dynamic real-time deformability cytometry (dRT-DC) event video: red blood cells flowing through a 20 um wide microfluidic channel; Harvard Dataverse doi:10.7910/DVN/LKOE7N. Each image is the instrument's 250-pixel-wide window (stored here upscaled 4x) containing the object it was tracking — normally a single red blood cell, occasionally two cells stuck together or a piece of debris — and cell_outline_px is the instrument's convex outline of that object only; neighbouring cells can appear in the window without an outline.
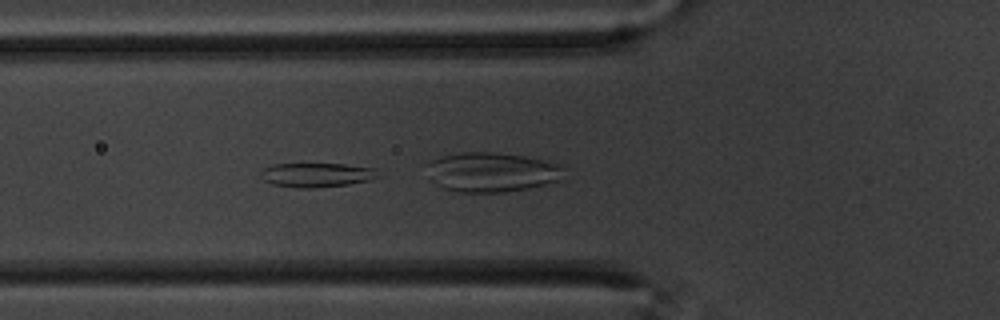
{"species": "common noctule bat (a hibernating species)", "species_latin": "Nyctalus noctula", "temperature_condition": "warm", "stored_images_in_passage": 57, "camera_frame_rate_fps": 3000, "um_per_image_px": 0.085, "animal": {"sex": "male", "body_mass_g": 20.1, "forearm_length_mm": 53.5}, "frame": {"image": 1, "passage_image": 20, "time_ms": 6.333, "image_size_px": [1000, 320], "cell_outline_px": [[380, 176], [368, 180], [348, 184], [312, 188], [300, 188], [272, 184], [264, 180], [260, 176], [260, 172], [264, 168], [272, 164], [344, 164], [380, 168]], "centroid_in_image_um": [26.96, 14.86], "position_along_channel_um": 98.8, "area_um2": 16.7}}
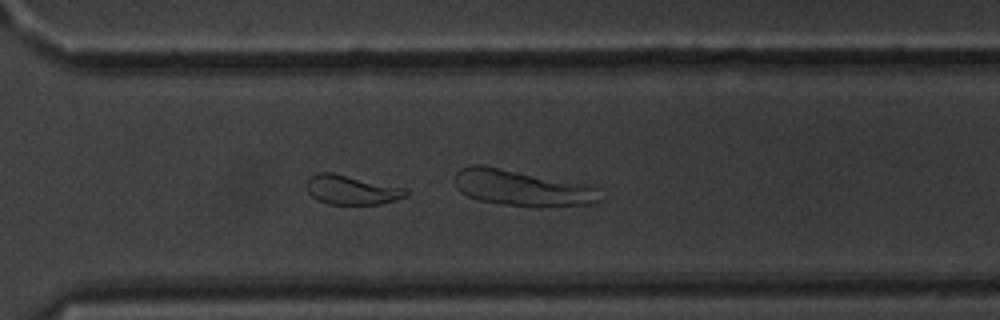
{"frame": {"image": 2, "passage_image": 41, "time_ms": 13.333, "image_size_px": [1000, 320], "cell_outline_px": [[408, 196], [396, 200], [380, 204], [328, 204], [316, 200], [308, 192], [304, 184], [308, 176], [320, 172], [332, 172], [408, 188]], "centroid_in_image_um": [29.87, 16.13], "position_along_channel_um": 340.7, "area_um2": 17.4}}